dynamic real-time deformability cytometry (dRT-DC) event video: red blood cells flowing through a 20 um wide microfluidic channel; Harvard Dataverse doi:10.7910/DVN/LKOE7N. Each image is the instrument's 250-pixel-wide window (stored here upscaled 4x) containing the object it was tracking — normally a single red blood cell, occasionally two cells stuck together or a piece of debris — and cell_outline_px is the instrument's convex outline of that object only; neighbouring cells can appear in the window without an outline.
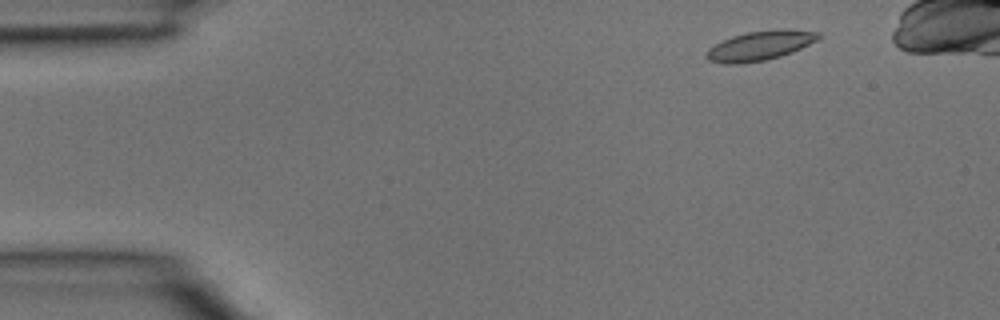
{"species": "common noctule bat (a hibernating species)", "species_latin": "Nyctalus noctula", "temperature_condition": "room temperature", "stored_images_in_passage": 4, "camera_frame_rate_fps": 3000, "um_per_image_px": 0.085, "animal": {"sex": "male", "body_mass_g": 15.6}, "frame": {"image": 1, "passage_image": 1, "time_ms": 0.0, "image_size_px": [1000, 320], "cell_outline_px": [[820, 36], [816, 40], [792, 52], [780, 56], [764, 60], [740, 64], [724, 64], [708, 60], [704, 56], [708, 48], [732, 36], [748, 32], [820, 32]], "centroid_in_image_um": [64.45, 3.95], "position_along_channel_um": 20.5, "area_um2": 18.09}}